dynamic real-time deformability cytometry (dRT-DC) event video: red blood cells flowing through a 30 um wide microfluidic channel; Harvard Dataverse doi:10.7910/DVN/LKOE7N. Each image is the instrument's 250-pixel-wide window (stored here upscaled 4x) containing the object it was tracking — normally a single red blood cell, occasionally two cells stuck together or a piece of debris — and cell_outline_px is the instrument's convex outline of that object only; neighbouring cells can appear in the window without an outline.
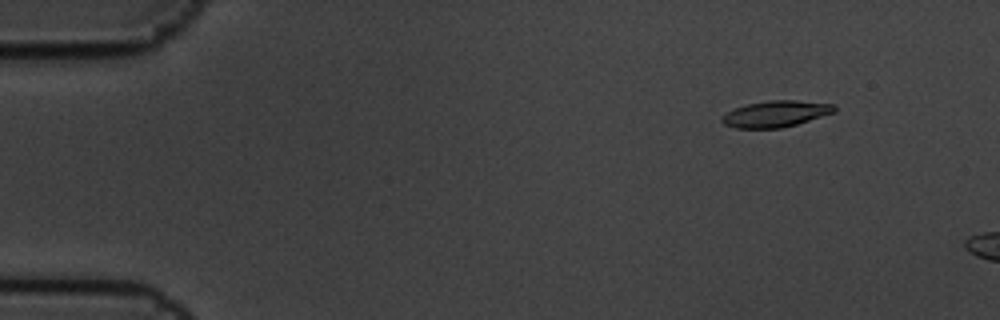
{"species": "common noctule bat (a hibernating species)", "species_latin": "Nyctalus noctula", "temperature_condition": "cold", "stored_images_in_passage": 4, "camera_frame_rate_fps": 3000, "um_per_image_px": 0.085, "animal": {"sex": "male", "body_mass_g": 19.5, "forearm_length_mm": 54.6}, "frame": {"image": 1, "passage_image": 2, "time_ms": 0.333, "image_size_px": [1000, 320], "cell_outline_px": [[836, 112], [796, 124], [780, 128], [736, 128], [724, 124], [720, 120], [728, 112], [744, 104], [768, 100], [796, 100], [836, 104]], "centroid_in_image_um": [65.97, 9.66], "position_along_channel_um": 19.0, "area_um2": 17.22}}